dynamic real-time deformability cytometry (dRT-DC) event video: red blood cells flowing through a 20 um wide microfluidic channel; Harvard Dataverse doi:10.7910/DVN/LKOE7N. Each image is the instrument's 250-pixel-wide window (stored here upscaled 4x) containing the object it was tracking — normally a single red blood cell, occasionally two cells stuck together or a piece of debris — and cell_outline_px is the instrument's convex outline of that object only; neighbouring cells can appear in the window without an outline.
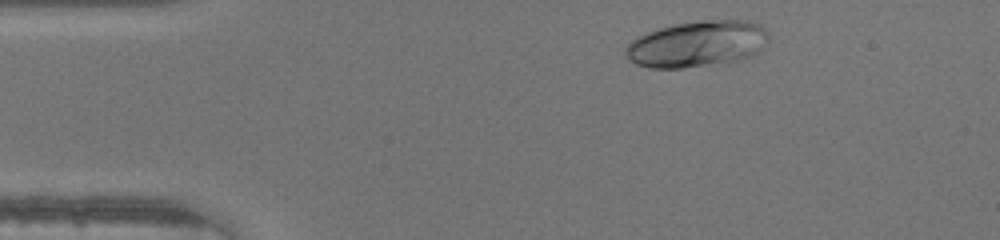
{"species": "human", "species_latin": "Homo sapiens", "temperature_condition": "warm", "stored_images_in_passage": 42, "camera_frame_rate_fps": 3000, "um_per_image_px": 0.085, "donor": {"sex": "male"}, "frame": {"image": 1, "passage_image": 3, "time_ms": 0.667, "image_size_px": [1000, 240], "cell_outline_px": [[768, 40], [752, 56], [728, 64], [684, 68], [648, 68], [636, 64], [628, 60], [624, 56], [624, 48], [636, 36], [660, 28], [676, 24], [700, 20], [748, 20], [764, 24], [768, 32]], "centroid_in_image_um": [59.27, 3.75], "position_along_channel_um": 25.7, "area_um2": 39.3}}
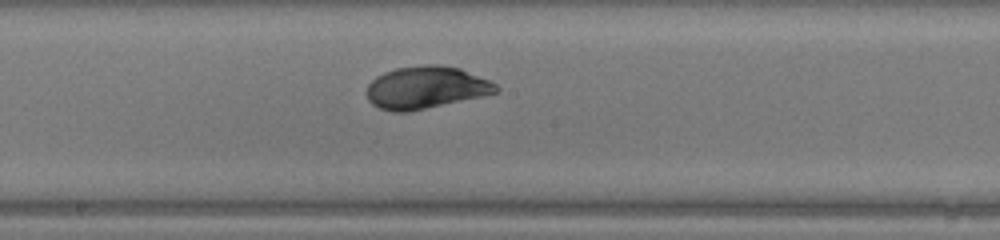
{"frame": {"image": 2, "passage_image": 20, "time_ms": 6.333, "image_size_px": [1000, 240], "cell_outline_px": [[500, 92], [484, 96], [408, 112], [392, 112], [380, 108], [372, 104], [368, 100], [368, 84], [376, 76], [384, 72], [396, 68], [424, 64], [440, 64], [460, 68], [488, 80], [496, 84], [500, 88]], "centroid_in_image_um": [36.22, 7.44], "position_along_channel_um": 212.0, "area_um2": 32.08}}
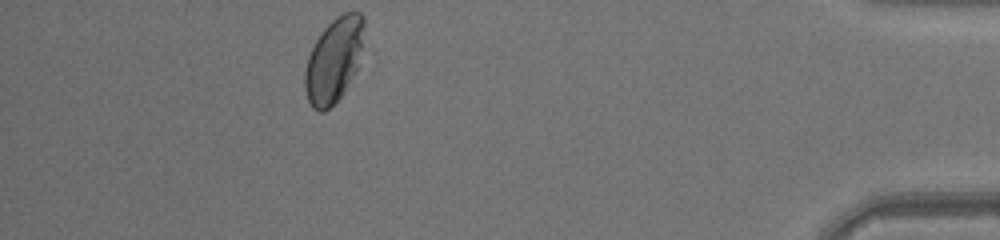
{"frame": {"image": 3, "passage_image": 37, "time_ms": 12.0, "image_size_px": [1000, 240], "cell_outline_px": [[364, 24], [360, 48], [356, 68], [344, 92], [324, 112], [320, 112], [312, 108], [308, 100], [304, 88], [304, 72], [308, 56], [316, 40], [324, 28], [336, 16], [344, 12], [360, 12], [364, 16]], "centroid_in_image_um": [28.33, 5.11], "position_along_channel_um": 406.9, "area_um2": 28.61}}